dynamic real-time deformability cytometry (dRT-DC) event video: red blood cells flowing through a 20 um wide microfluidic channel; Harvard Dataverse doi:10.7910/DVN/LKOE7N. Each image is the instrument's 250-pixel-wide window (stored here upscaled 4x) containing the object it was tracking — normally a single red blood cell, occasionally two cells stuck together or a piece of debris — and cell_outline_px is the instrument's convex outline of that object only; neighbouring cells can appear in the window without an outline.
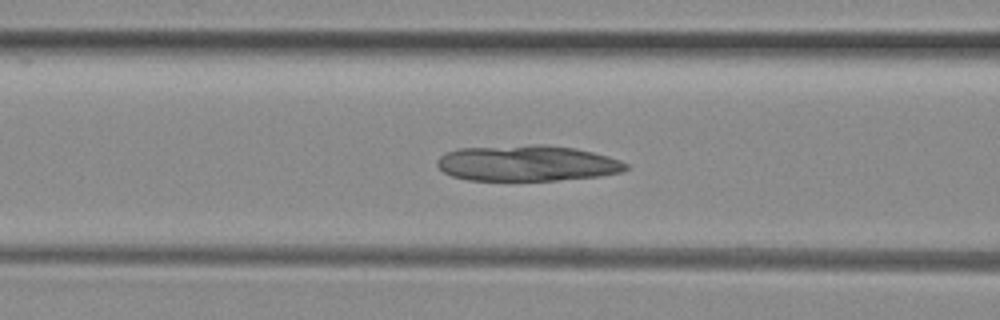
{"species": "common noctule bat (a hibernating species)", "species_latin": "Nyctalus noctula", "temperature_condition": "room temperature", "stored_images_in_passage": 45, "camera_frame_rate_fps": 3000, "um_per_image_px": 0.085, "animal": {"sex": "female", "body_mass_g": 29.2, "forearm_length_mm": 56.3}, "frame": {"image": 1, "passage_image": 19, "time_ms": 6.0, "image_size_px": [1000, 320], "cell_outline_px": [[628, 168], [620, 172], [600, 176], [556, 180], [468, 180], [452, 176], [444, 172], [436, 164], [436, 160], [444, 152], [460, 148], [528, 144], [544, 144], [576, 148], [608, 156], [620, 160], [628, 164]], "centroid_in_image_um": [44.78, 13.86], "position_along_channel_um": 121.8, "area_um2": 39.65}}
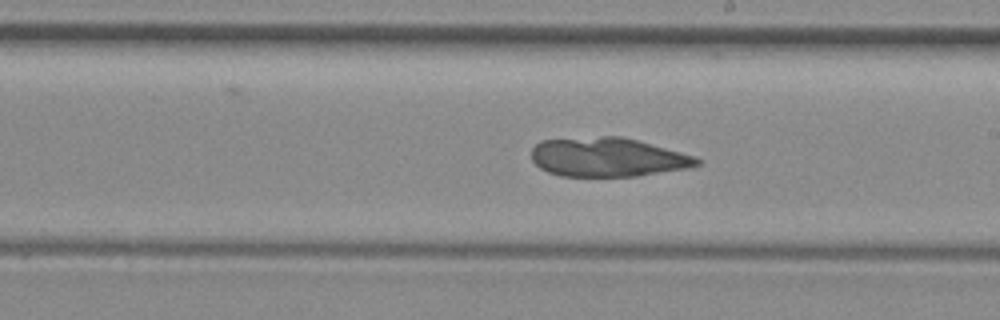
{"frame": {"image": 2, "passage_image": 28, "time_ms": 9.0, "image_size_px": [1000, 320], "cell_outline_px": [[704, 160], [700, 164], [688, 168], [636, 176], [560, 176], [548, 172], [540, 168], [532, 160], [532, 148], [540, 140], [604, 136], [620, 136], [636, 140], [680, 152]], "centroid_in_image_um": [51.63, 13.36], "position_along_channel_um": 237.4, "area_um2": 37.45}}
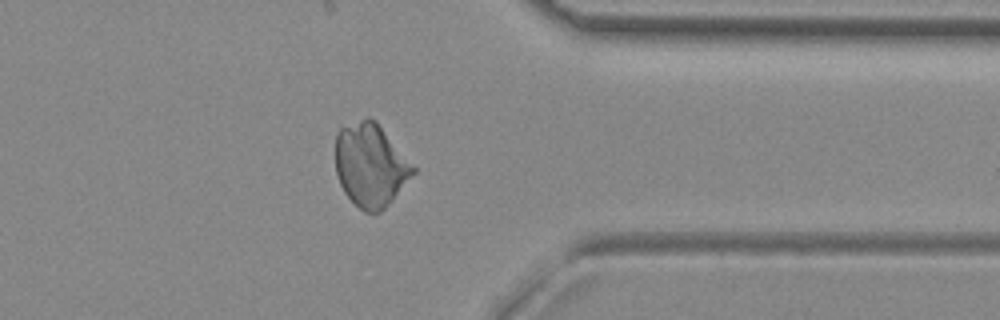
{"frame": {"image": 3, "passage_image": 40, "time_ms": 13.0, "image_size_px": [1000, 320], "cell_outline_px": [[416, 172], [392, 200], [380, 212], [364, 212], [344, 192], [340, 184], [336, 172], [336, 132], [340, 128], [368, 116], [376, 120], [416, 168]], "centroid_in_image_um": [31.5, 14.01], "position_along_channel_um": 379.9, "area_um2": 37.51}}